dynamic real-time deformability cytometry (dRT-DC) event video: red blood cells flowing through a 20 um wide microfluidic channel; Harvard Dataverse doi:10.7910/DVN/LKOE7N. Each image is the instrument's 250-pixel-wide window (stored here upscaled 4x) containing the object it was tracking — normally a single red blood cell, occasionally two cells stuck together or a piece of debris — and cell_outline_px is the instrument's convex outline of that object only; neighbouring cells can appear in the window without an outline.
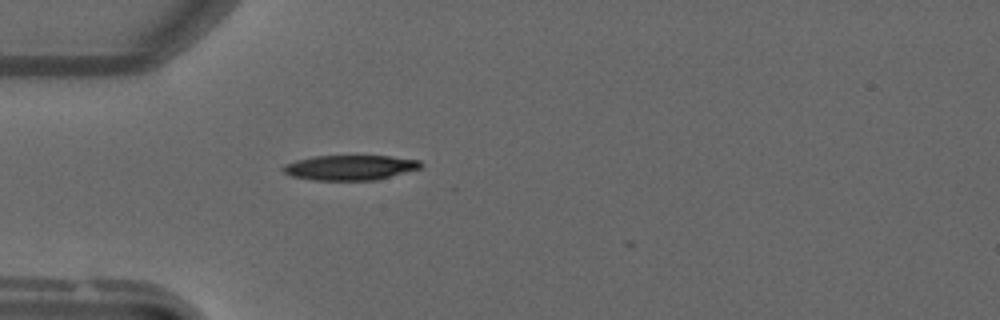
{"species": "common noctule bat (a hibernating species)", "species_latin": "Nyctalus noctula", "temperature_condition": "warm", "stored_images_in_passage": 4, "camera_frame_rate_fps": 3000, "um_per_image_px": 0.085, "animal": {"sex": "male", "forearm_length_mm": 52.5}, "frame": {"image": 1, "passage_image": 1, "time_ms": 0.0, "image_size_px": [1000, 320], "cell_outline_px": [[420, 168], [376, 180], [312, 180], [292, 176], [284, 172], [280, 168], [284, 164], [296, 160], [312, 156], [388, 156], [420, 160]], "centroid_in_image_um": [29.69, 14.24], "position_along_channel_um": 55.3, "area_um2": 19.94}}